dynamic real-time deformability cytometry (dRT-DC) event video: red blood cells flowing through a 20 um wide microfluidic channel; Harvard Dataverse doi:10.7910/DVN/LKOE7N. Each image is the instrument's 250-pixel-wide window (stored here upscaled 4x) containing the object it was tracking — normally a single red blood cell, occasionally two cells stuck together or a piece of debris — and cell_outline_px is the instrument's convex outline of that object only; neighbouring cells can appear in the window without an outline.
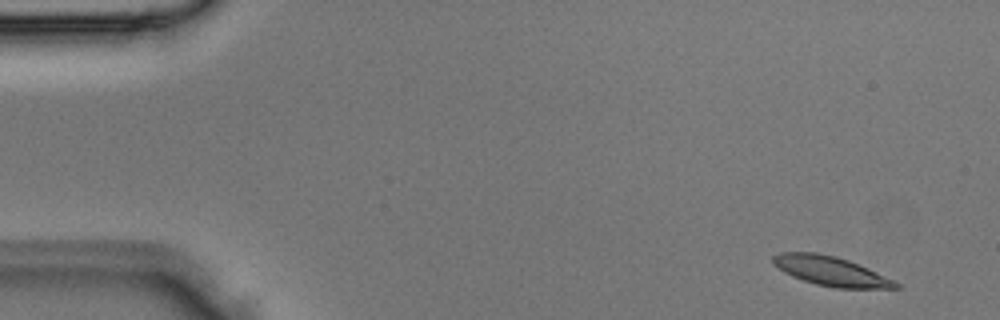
{"species": "Egyptian fruit bat (a non-hibernating species)", "species_latin": "Rousettus aegyptiacus", "temperature_condition": "room temperature", "stored_images_in_passage": 4, "camera_frame_rate_fps": 3000, "um_per_image_px": 0.085, "animal": {"sex": "male"}, "frame": {"image": 1, "passage_image": 1, "time_ms": 0.0, "image_size_px": [1000, 320], "cell_outline_px": [[900, 288], [836, 288], [816, 284], [792, 276], [784, 272], [772, 264], [772, 256], [780, 252], [816, 252], [836, 256], [848, 260], [868, 268], [900, 284]], "centroid_in_image_um": [70.57, 23.03], "position_along_channel_um": 14.4, "area_um2": 20.87}}
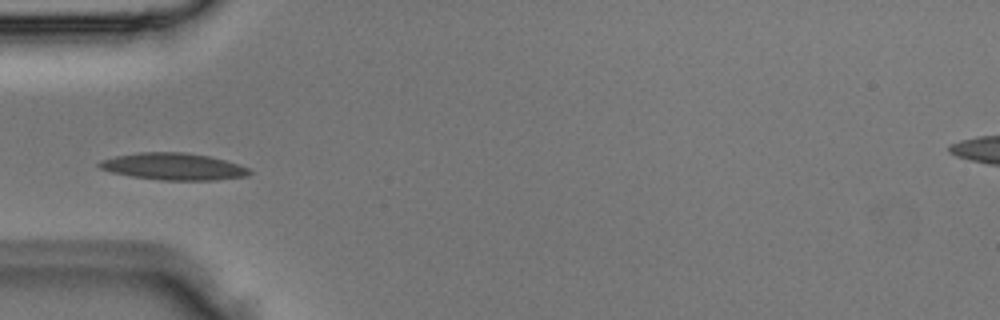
{"frame": {"image": 2, "passage_image": 4, "time_ms": 1.0, "image_size_px": [1000, 320], "cell_outline_px": [[252, 172], [248, 176], [216, 180], [160, 180], [132, 176], [112, 172], [100, 168], [96, 164], [100, 160], [116, 156], [136, 152], [184, 152], [208, 156], [224, 160], [248, 168]], "centroid_in_image_um": [14.72, 14.15], "position_along_channel_um": 70.3, "area_um2": 23.47}}